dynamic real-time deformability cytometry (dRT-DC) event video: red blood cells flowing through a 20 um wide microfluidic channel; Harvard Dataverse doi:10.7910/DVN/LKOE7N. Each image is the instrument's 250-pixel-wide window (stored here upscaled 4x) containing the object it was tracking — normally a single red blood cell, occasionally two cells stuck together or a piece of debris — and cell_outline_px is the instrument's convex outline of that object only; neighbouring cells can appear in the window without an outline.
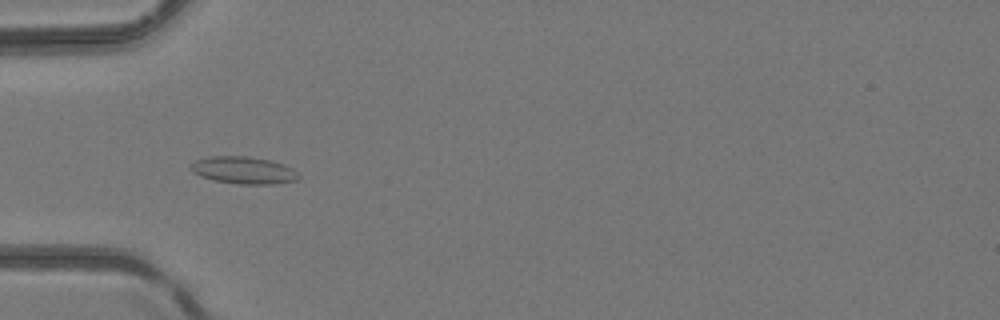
{"species": "common noctule bat (a hibernating species)", "species_latin": "Nyctalus noctula", "temperature_condition": "room temperature", "stored_images_in_passage": 49, "camera_frame_rate_fps": 3000, "um_per_image_px": 0.085, "animal": {"sex": "female", "body_mass_g": 24.6, "forearm_length_mm": 56.2}, "frame": {"image": 1, "passage_image": 17, "time_ms": 5.333, "image_size_px": [1000, 320], "cell_outline_px": [[300, 176], [296, 180], [272, 184], [236, 184], [216, 180], [200, 176], [192, 172], [188, 168], [196, 160], [212, 156], [248, 156], [272, 160], [284, 164], [292, 168]], "centroid_in_image_um": [20.7, 14.46], "position_along_channel_um": 64.3, "area_um2": 17.11}}
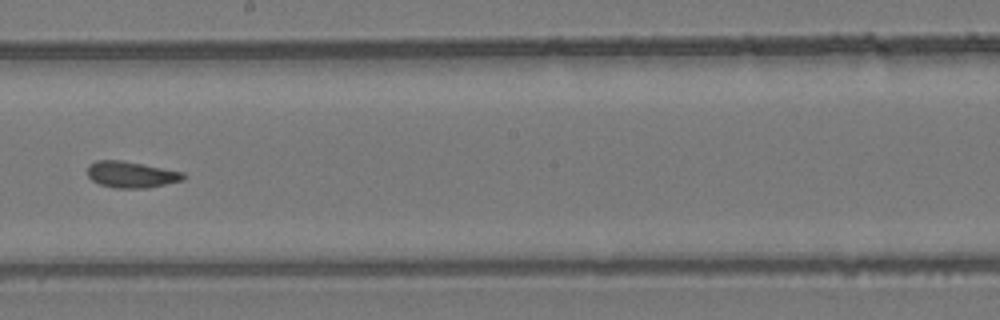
{"frame": {"image": 2, "passage_image": 29, "time_ms": 9.333, "image_size_px": [1000, 320], "cell_outline_px": [[188, 176], [184, 180], [148, 188], [116, 188], [100, 184], [92, 180], [88, 176], [88, 164], [96, 160], [120, 160], [184, 172]], "centroid_in_image_um": [11.18, 14.84], "position_along_channel_um": 237.0, "area_um2": 14.74}}
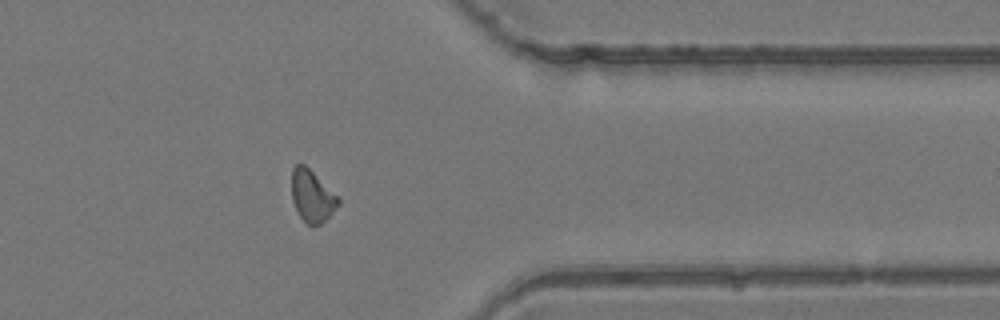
{"frame": {"image": 3, "passage_image": 40, "time_ms": 13.0, "image_size_px": [1000, 320], "cell_outline_px": [[340, 204], [320, 224], [312, 228], [300, 216], [292, 200], [292, 168], [296, 164], [304, 164], [340, 200]], "centroid_in_image_um": [26.5, 16.69], "position_along_channel_um": 384.9, "area_um2": 13.64}}